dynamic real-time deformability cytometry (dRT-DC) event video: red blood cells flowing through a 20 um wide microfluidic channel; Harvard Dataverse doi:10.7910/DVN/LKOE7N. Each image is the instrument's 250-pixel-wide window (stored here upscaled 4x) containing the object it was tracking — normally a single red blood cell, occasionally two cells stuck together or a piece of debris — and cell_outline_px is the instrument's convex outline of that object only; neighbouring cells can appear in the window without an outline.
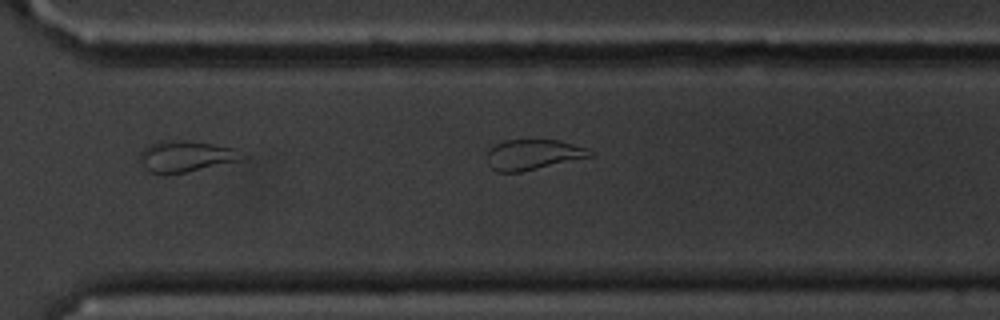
{"species": "common noctule bat (a hibernating species)", "species_latin": "Nyctalus noctula", "temperature_condition": "cold", "stored_images_in_passage": 38, "camera_frame_rate_fps": 3000, "um_per_image_px": 0.085, "animal": {"sex": "male", "body_mass_g": 20.1, "forearm_length_mm": 53.5}, "frame": {"image": 1, "passage_image": 38, "time_ms": 12.333, "image_size_px": [1000, 320], "cell_outline_px": [[596, 156], [520, 172], [496, 172], [488, 164], [488, 148], [504, 140], [560, 140], [588, 148]], "centroid_in_image_um": [45.35, 13.14], "position_along_channel_um": 325.3, "area_um2": 18.38}}